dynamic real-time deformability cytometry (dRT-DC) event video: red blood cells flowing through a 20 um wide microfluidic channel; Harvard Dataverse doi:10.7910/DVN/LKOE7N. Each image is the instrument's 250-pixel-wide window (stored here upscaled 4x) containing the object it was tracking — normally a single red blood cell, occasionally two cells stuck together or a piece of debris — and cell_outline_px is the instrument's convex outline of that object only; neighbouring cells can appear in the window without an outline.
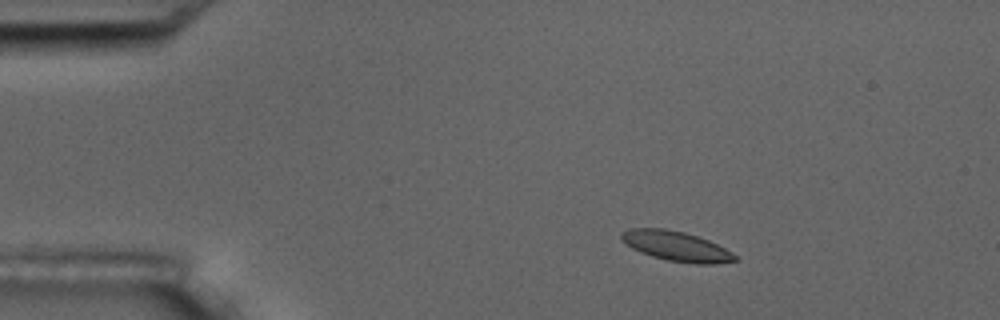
{"species": "common noctule bat (a hibernating species)", "species_latin": "Nyctalus noctula", "temperature_condition": "room temperature", "stored_images_in_passage": 2, "camera_frame_rate_fps": 3000, "um_per_image_px": 0.085, "animal": {"sex": "male", "body_mass_g": 17.5, "forearm_length_mm": 52.3}, "frame": {"image": 1, "passage_image": 1, "time_ms": 0.0, "image_size_px": [1000, 320], "cell_outline_px": [[740, 260], [716, 264], [696, 264], [668, 260], [652, 256], [640, 252], [632, 248], [620, 240], [620, 232], [628, 228], [664, 228], [684, 232], [708, 240], [732, 252]], "centroid_in_image_um": [57.46, 20.92], "position_along_channel_um": 27.5, "area_um2": 19.83}}